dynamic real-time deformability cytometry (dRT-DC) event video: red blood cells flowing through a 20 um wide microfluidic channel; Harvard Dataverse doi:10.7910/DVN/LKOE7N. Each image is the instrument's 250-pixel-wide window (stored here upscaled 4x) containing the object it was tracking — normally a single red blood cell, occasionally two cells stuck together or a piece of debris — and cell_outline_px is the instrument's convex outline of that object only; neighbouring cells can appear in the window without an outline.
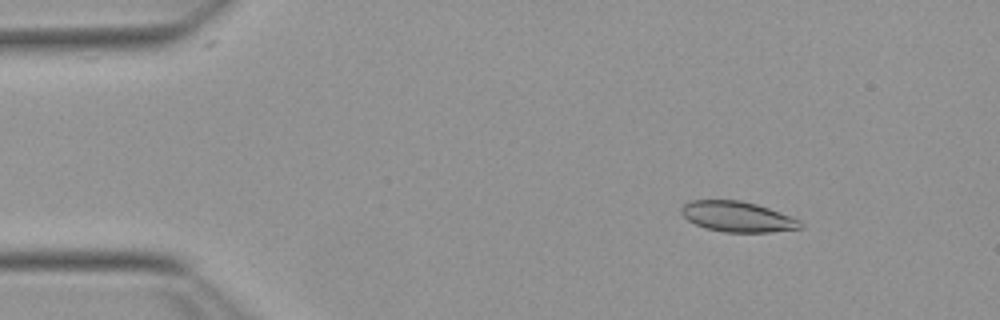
{"species": "Egyptian fruit bat (a non-hibernating species)", "species_latin": "Rousettus aegyptiacus", "temperature_condition": "warm", "stored_images_in_passage": 6, "camera_frame_rate_fps": 3000, "um_per_image_px": 0.085, "animal": {"sex": "female"}, "frame": {"image": 1, "passage_image": 4, "time_ms": 1.0, "image_size_px": [1000, 320], "cell_outline_px": [[804, 228], [768, 232], [724, 232], [704, 228], [688, 220], [680, 212], [680, 208], [684, 204], [692, 200], [740, 200], [756, 204], [792, 216], [800, 220], [804, 224]], "centroid_in_image_um": [62.7, 18.42], "position_along_channel_um": 22.3, "area_um2": 21.21}}